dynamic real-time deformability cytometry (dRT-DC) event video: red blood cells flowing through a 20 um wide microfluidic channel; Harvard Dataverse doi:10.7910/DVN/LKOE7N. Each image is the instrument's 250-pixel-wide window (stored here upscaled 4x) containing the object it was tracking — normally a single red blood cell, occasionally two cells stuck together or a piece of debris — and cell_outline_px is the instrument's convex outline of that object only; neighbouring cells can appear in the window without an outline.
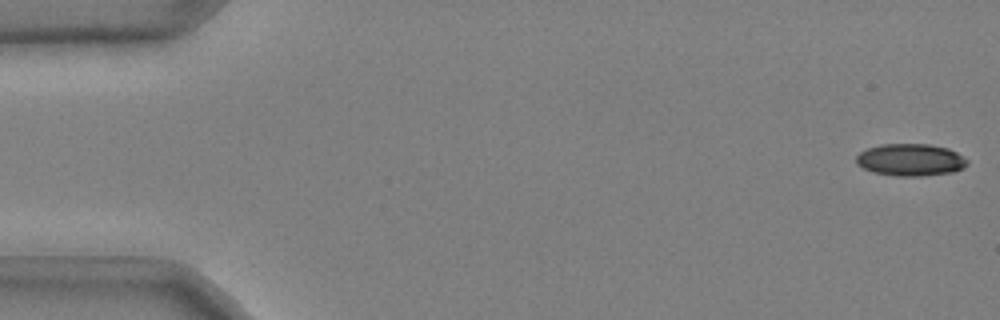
{"species": "common noctule bat (a hibernating species)", "species_latin": "Nyctalus noctula", "temperature_condition": "cold", "stored_images_in_passage": 50, "camera_frame_rate_fps": 3000, "um_per_image_px": 0.085, "animal": {"sex": "male", "body_mass_g": 20.4}, "frame": {"image": 1, "passage_image": 1, "time_ms": 0.0, "image_size_px": [1000, 320], "cell_outline_px": [[968, 164], [964, 168], [952, 172], [924, 176], [896, 176], [872, 172], [856, 164], [856, 156], [860, 152], [868, 148], [880, 144], [928, 144], [948, 148], [964, 156], [968, 160]], "centroid_in_image_um": [77.4, 13.59], "position_along_channel_um": 7.6, "area_um2": 20.98}}
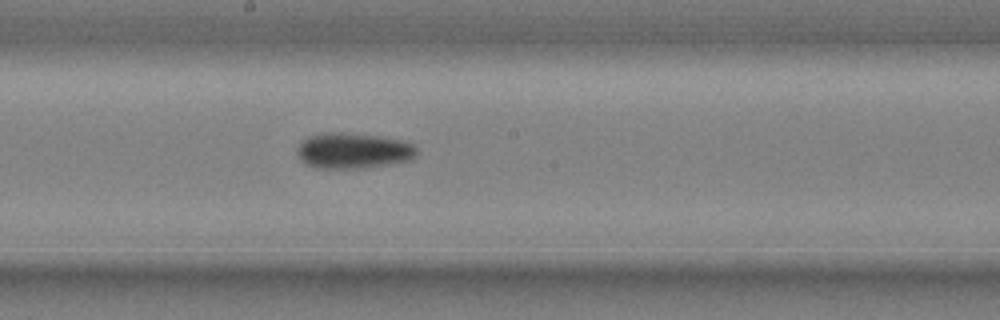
{"frame": {"image": 2, "passage_image": 29, "time_ms": 9.333, "image_size_px": [1000, 320], "cell_outline_px": [[416, 156], [412, 160], [392, 164], [364, 168], [316, 168], [300, 160], [296, 152], [296, 148], [308, 136], [324, 132], [344, 132], [376, 136], [400, 140], [412, 144], [416, 148]], "centroid_in_image_um": [30.01, 12.81], "position_along_channel_um": 218.2, "area_um2": 24.97}}
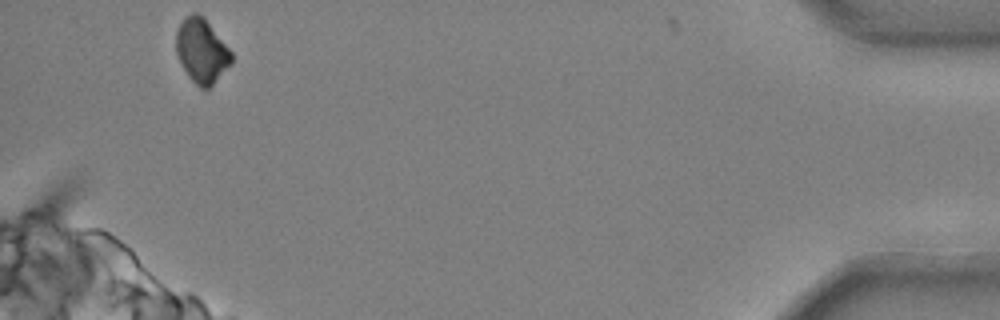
{"frame": {"image": 3, "passage_image": 50, "time_ms": 16.333, "image_size_px": [1000, 320], "cell_outline_px": [[232, 64], [208, 88], [200, 88], [188, 76], [176, 52], [176, 32], [180, 24], [192, 12], [196, 12], [204, 16], [232, 52]], "centroid_in_image_um": [17.16, 4.3], "position_along_channel_um": 418.0, "area_um2": 20.52}, "authors_computed_cell_mechanics": {"area_um2": 22.9177, "velocity_mm_per_s": 3.7097, "shape_relaxation_time_tau1_ms": 3.6846, "shape_relaxation_time_tau2_ms": null, "deformation_change_tau1": 0.1171, "deformation_change_tau2": null}}